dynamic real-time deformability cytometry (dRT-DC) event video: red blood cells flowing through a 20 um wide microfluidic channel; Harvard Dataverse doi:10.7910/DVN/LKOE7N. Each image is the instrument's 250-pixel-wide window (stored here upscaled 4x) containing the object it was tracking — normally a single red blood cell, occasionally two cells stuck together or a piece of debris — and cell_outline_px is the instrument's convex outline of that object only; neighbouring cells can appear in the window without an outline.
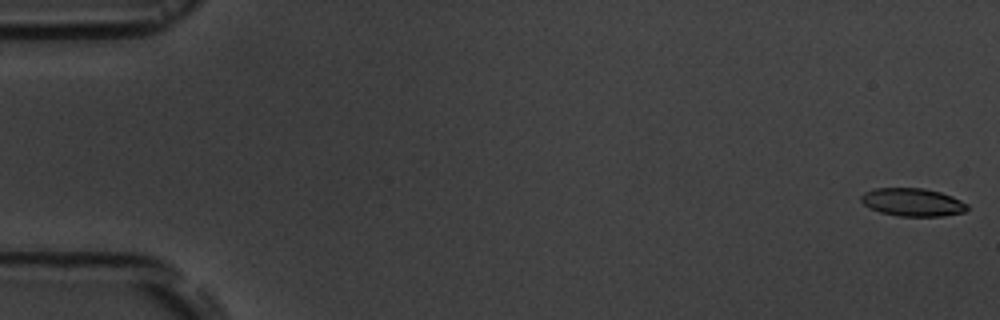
{"species": "common noctule bat (a hibernating species)", "species_latin": "Nyctalus noctula", "temperature_condition": "room temperature", "stored_images_in_passage": 10, "camera_frame_rate_fps": 3000, "um_per_image_px": 0.085, "animal": {"sex": "male", "body_mass_g": 19.5, "forearm_length_mm": 54.6}, "frame": {"image": 1, "passage_image": 1, "time_ms": 0.0, "image_size_px": [1000, 320], "cell_outline_px": [[968, 208], [964, 212], [944, 216], [900, 216], [880, 212], [868, 208], [860, 200], [860, 196], [864, 192], [876, 188], [924, 188], [940, 192], [952, 196], [968, 204]], "centroid_in_image_um": [77.56, 17.19], "position_along_channel_um": 7.4, "area_um2": 17.4}}
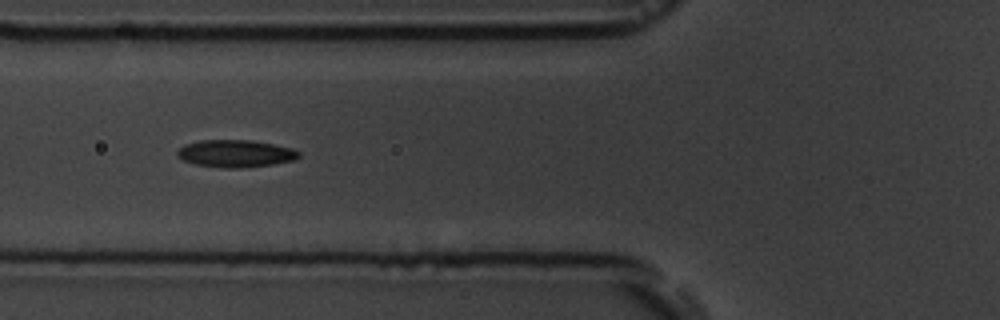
{"frame": {"image": 2, "passage_image": 6, "time_ms": 6.667, "image_size_px": [1000, 320], "cell_outline_px": [[300, 156], [296, 160], [272, 164], [240, 168], [224, 168], [196, 164], [184, 160], [176, 156], [176, 152], [184, 144], [200, 140], [252, 140], [292, 148], [300, 152]], "centroid_in_image_um": [20.02, 13.05], "position_along_channel_um": 105.8, "area_um2": 19.36}}
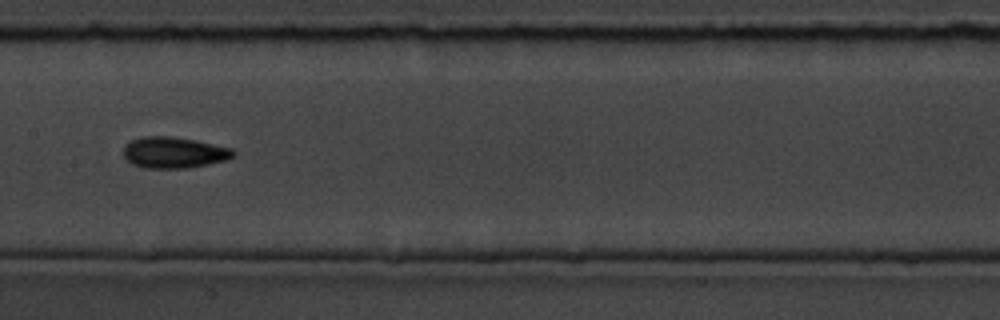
{"frame": {"image": 3, "passage_image": 8, "time_ms": 9.0, "image_size_px": [1000, 320], "cell_outline_px": [[236, 156], [228, 160], [188, 168], [144, 168], [132, 164], [124, 156], [124, 144], [132, 140], [144, 136], [168, 136], [192, 140], [232, 148], [236, 152]], "centroid_in_image_um": [14.8, 12.98], "position_along_channel_um": 192.6, "area_um2": 19.94}}